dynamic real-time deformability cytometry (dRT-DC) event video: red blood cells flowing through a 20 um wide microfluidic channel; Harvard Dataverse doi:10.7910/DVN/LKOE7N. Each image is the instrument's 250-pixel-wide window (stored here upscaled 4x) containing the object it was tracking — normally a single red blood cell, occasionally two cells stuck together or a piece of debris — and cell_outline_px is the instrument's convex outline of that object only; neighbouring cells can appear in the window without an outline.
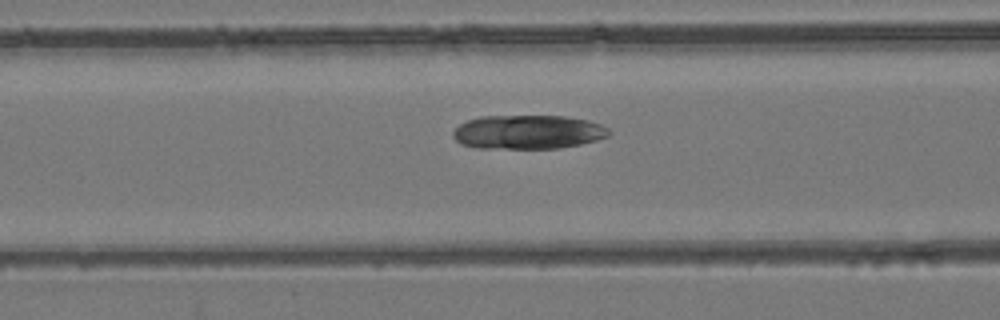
{"species": "common noctule bat (a hibernating species)", "species_latin": "Nyctalus noctula", "temperature_condition": "room temperature", "stored_images_in_passage": 23, "camera_frame_rate_fps": 3000, "um_per_image_px": 0.085, "animal": {"sex": "female", "body_mass_g": 24.6, "forearm_length_mm": 56.2}, "frame": {"image": 1, "passage_image": 8, "time_ms": 2.333, "image_size_px": [1000, 320], "cell_outline_px": [[612, 132], [608, 136], [596, 140], [580, 144], [560, 148], [476, 148], [460, 144], [452, 136], [452, 132], [460, 124], [468, 120], [480, 116], [564, 116], [588, 120], [600, 124], [608, 128]], "centroid_in_image_um": [44.87, 11.22], "position_along_channel_um": 121.7, "area_um2": 30.98}}
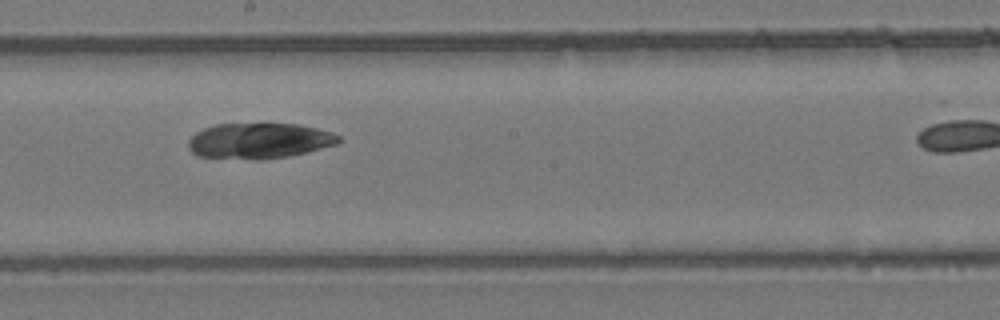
{"frame": {"image": 2, "passage_image": 16, "time_ms": 5.0, "image_size_px": [1000, 320], "cell_outline_px": [[344, 140], [336, 144], [308, 152], [288, 156], [264, 160], [252, 160], [196, 156], [188, 148], [188, 140], [196, 132], [204, 128], [216, 124], [300, 124], [332, 132], [340, 136]], "centroid_in_image_um": [22.04, 11.98], "position_along_channel_um": 226.2, "area_um2": 31.5}}
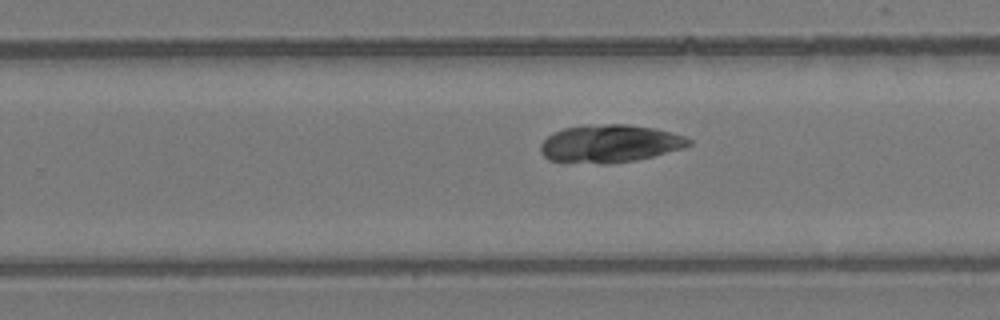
{"frame": {"image": 3, "passage_image": 20, "time_ms": 6.333, "image_size_px": [1000, 320], "cell_outline_px": [[692, 144], [684, 148], [636, 160], [608, 164], [600, 164], [548, 160], [540, 152], [540, 144], [552, 132], [564, 128], [588, 124], [628, 124], [656, 128], [684, 136], [692, 140]], "centroid_in_image_um": [51.82, 12.2], "position_along_channel_um": 278.0, "area_um2": 32.89}}